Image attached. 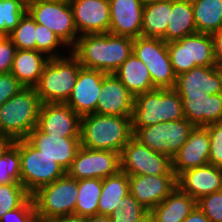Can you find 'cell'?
<instances>
[{"label":"cell","instance_id":"obj_1","mask_svg":"<svg viewBox=\"0 0 222 222\" xmlns=\"http://www.w3.org/2000/svg\"><path fill=\"white\" fill-rule=\"evenodd\" d=\"M133 40L110 33L84 34L78 37L71 52L82 67L110 74L133 53Z\"/></svg>","mask_w":222,"mask_h":222},{"label":"cell","instance_id":"obj_2","mask_svg":"<svg viewBox=\"0 0 222 222\" xmlns=\"http://www.w3.org/2000/svg\"><path fill=\"white\" fill-rule=\"evenodd\" d=\"M133 137L132 116H81L80 142L82 147L120 153Z\"/></svg>","mask_w":222,"mask_h":222},{"label":"cell","instance_id":"obj_3","mask_svg":"<svg viewBox=\"0 0 222 222\" xmlns=\"http://www.w3.org/2000/svg\"><path fill=\"white\" fill-rule=\"evenodd\" d=\"M185 118L182 100L174 89H154L134 97L133 134L140 128Z\"/></svg>","mask_w":222,"mask_h":222},{"label":"cell","instance_id":"obj_4","mask_svg":"<svg viewBox=\"0 0 222 222\" xmlns=\"http://www.w3.org/2000/svg\"><path fill=\"white\" fill-rule=\"evenodd\" d=\"M40 106L36 88L24 87L0 106V132L14 141L26 139L37 127Z\"/></svg>","mask_w":222,"mask_h":222},{"label":"cell","instance_id":"obj_5","mask_svg":"<svg viewBox=\"0 0 222 222\" xmlns=\"http://www.w3.org/2000/svg\"><path fill=\"white\" fill-rule=\"evenodd\" d=\"M81 64L70 51L68 54L49 58L38 85L35 87L41 103H66L70 97Z\"/></svg>","mask_w":222,"mask_h":222},{"label":"cell","instance_id":"obj_6","mask_svg":"<svg viewBox=\"0 0 222 222\" xmlns=\"http://www.w3.org/2000/svg\"><path fill=\"white\" fill-rule=\"evenodd\" d=\"M36 207V219L75 214L78 197V180L65 174L53 183L40 188L33 195Z\"/></svg>","mask_w":222,"mask_h":222},{"label":"cell","instance_id":"obj_7","mask_svg":"<svg viewBox=\"0 0 222 222\" xmlns=\"http://www.w3.org/2000/svg\"><path fill=\"white\" fill-rule=\"evenodd\" d=\"M173 71L176 76L196 66H216L213 38L210 34L196 32L167 43Z\"/></svg>","mask_w":222,"mask_h":222},{"label":"cell","instance_id":"obj_8","mask_svg":"<svg viewBox=\"0 0 222 222\" xmlns=\"http://www.w3.org/2000/svg\"><path fill=\"white\" fill-rule=\"evenodd\" d=\"M20 170L21 184L31 196L66 174L55 160L42 154L26 139H20Z\"/></svg>","mask_w":222,"mask_h":222},{"label":"cell","instance_id":"obj_9","mask_svg":"<svg viewBox=\"0 0 222 222\" xmlns=\"http://www.w3.org/2000/svg\"><path fill=\"white\" fill-rule=\"evenodd\" d=\"M133 53L147 66L155 88L174 89L177 76L166 42L161 38L140 36L133 40Z\"/></svg>","mask_w":222,"mask_h":222},{"label":"cell","instance_id":"obj_10","mask_svg":"<svg viewBox=\"0 0 222 222\" xmlns=\"http://www.w3.org/2000/svg\"><path fill=\"white\" fill-rule=\"evenodd\" d=\"M194 126L183 118L146 127H140L133 136L155 152L167 155L171 160L186 143Z\"/></svg>","mask_w":222,"mask_h":222},{"label":"cell","instance_id":"obj_11","mask_svg":"<svg viewBox=\"0 0 222 222\" xmlns=\"http://www.w3.org/2000/svg\"><path fill=\"white\" fill-rule=\"evenodd\" d=\"M27 12L36 23L52 30L71 50L79 37L69 0L38 2L27 6Z\"/></svg>","mask_w":222,"mask_h":222},{"label":"cell","instance_id":"obj_12","mask_svg":"<svg viewBox=\"0 0 222 222\" xmlns=\"http://www.w3.org/2000/svg\"><path fill=\"white\" fill-rule=\"evenodd\" d=\"M121 171L132 175H175L172 160L165 154L152 151L134 136L120 154Z\"/></svg>","mask_w":222,"mask_h":222},{"label":"cell","instance_id":"obj_13","mask_svg":"<svg viewBox=\"0 0 222 222\" xmlns=\"http://www.w3.org/2000/svg\"><path fill=\"white\" fill-rule=\"evenodd\" d=\"M121 170L120 153L80 147L66 174L76 180L104 179Z\"/></svg>","mask_w":222,"mask_h":222},{"label":"cell","instance_id":"obj_14","mask_svg":"<svg viewBox=\"0 0 222 222\" xmlns=\"http://www.w3.org/2000/svg\"><path fill=\"white\" fill-rule=\"evenodd\" d=\"M81 116L66 103H41L37 128L51 136L80 137Z\"/></svg>","mask_w":222,"mask_h":222},{"label":"cell","instance_id":"obj_15","mask_svg":"<svg viewBox=\"0 0 222 222\" xmlns=\"http://www.w3.org/2000/svg\"><path fill=\"white\" fill-rule=\"evenodd\" d=\"M79 36L109 33V0H69Z\"/></svg>","mask_w":222,"mask_h":222},{"label":"cell","instance_id":"obj_16","mask_svg":"<svg viewBox=\"0 0 222 222\" xmlns=\"http://www.w3.org/2000/svg\"><path fill=\"white\" fill-rule=\"evenodd\" d=\"M176 187V175L129 176L130 194L148 211L161 203Z\"/></svg>","mask_w":222,"mask_h":222},{"label":"cell","instance_id":"obj_17","mask_svg":"<svg viewBox=\"0 0 222 222\" xmlns=\"http://www.w3.org/2000/svg\"><path fill=\"white\" fill-rule=\"evenodd\" d=\"M107 73L80 67L76 83L66 104L78 115L84 116L96 112L102 81Z\"/></svg>","mask_w":222,"mask_h":222},{"label":"cell","instance_id":"obj_18","mask_svg":"<svg viewBox=\"0 0 222 222\" xmlns=\"http://www.w3.org/2000/svg\"><path fill=\"white\" fill-rule=\"evenodd\" d=\"M174 90L180 96L222 93V68L217 66H196L176 77Z\"/></svg>","mask_w":222,"mask_h":222},{"label":"cell","instance_id":"obj_19","mask_svg":"<svg viewBox=\"0 0 222 222\" xmlns=\"http://www.w3.org/2000/svg\"><path fill=\"white\" fill-rule=\"evenodd\" d=\"M26 140L42 154L55 160L65 171L73 162L79 148L80 137L51 136L35 127Z\"/></svg>","mask_w":222,"mask_h":222},{"label":"cell","instance_id":"obj_20","mask_svg":"<svg viewBox=\"0 0 222 222\" xmlns=\"http://www.w3.org/2000/svg\"><path fill=\"white\" fill-rule=\"evenodd\" d=\"M134 96L114 73L106 74L98 96L96 114L112 116H132Z\"/></svg>","mask_w":222,"mask_h":222},{"label":"cell","instance_id":"obj_21","mask_svg":"<svg viewBox=\"0 0 222 222\" xmlns=\"http://www.w3.org/2000/svg\"><path fill=\"white\" fill-rule=\"evenodd\" d=\"M210 139L207 127L195 126L186 141L172 159L176 177L182 172L209 163Z\"/></svg>","mask_w":222,"mask_h":222},{"label":"cell","instance_id":"obj_22","mask_svg":"<svg viewBox=\"0 0 222 222\" xmlns=\"http://www.w3.org/2000/svg\"><path fill=\"white\" fill-rule=\"evenodd\" d=\"M177 187L196 201L222 190V168L206 164L188 169L177 177Z\"/></svg>","mask_w":222,"mask_h":222},{"label":"cell","instance_id":"obj_23","mask_svg":"<svg viewBox=\"0 0 222 222\" xmlns=\"http://www.w3.org/2000/svg\"><path fill=\"white\" fill-rule=\"evenodd\" d=\"M109 33L132 39L141 36L143 8L140 0H109Z\"/></svg>","mask_w":222,"mask_h":222},{"label":"cell","instance_id":"obj_24","mask_svg":"<svg viewBox=\"0 0 222 222\" xmlns=\"http://www.w3.org/2000/svg\"><path fill=\"white\" fill-rule=\"evenodd\" d=\"M180 97L184 117L194 127L222 122V93Z\"/></svg>","mask_w":222,"mask_h":222},{"label":"cell","instance_id":"obj_25","mask_svg":"<svg viewBox=\"0 0 222 222\" xmlns=\"http://www.w3.org/2000/svg\"><path fill=\"white\" fill-rule=\"evenodd\" d=\"M49 58L36 50L16 49L11 73L24 87L35 88Z\"/></svg>","mask_w":222,"mask_h":222},{"label":"cell","instance_id":"obj_26","mask_svg":"<svg viewBox=\"0 0 222 222\" xmlns=\"http://www.w3.org/2000/svg\"><path fill=\"white\" fill-rule=\"evenodd\" d=\"M197 206V201L176 187L150 212L154 222H183Z\"/></svg>","mask_w":222,"mask_h":222},{"label":"cell","instance_id":"obj_27","mask_svg":"<svg viewBox=\"0 0 222 222\" xmlns=\"http://www.w3.org/2000/svg\"><path fill=\"white\" fill-rule=\"evenodd\" d=\"M114 74L134 97L156 89L153 86L147 66L134 53L124 61Z\"/></svg>","mask_w":222,"mask_h":222},{"label":"cell","instance_id":"obj_28","mask_svg":"<svg viewBox=\"0 0 222 222\" xmlns=\"http://www.w3.org/2000/svg\"><path fill=\"white\" fill-rule=\"evenodd\" d=\"M197 32L191 0H172L166 34L161 38L168 43Z\"/></svg>","mask_w":222,"mask_h":222},{"label":"cell","instance_id":"obj_29","mask_svg":"<svg viewBox=\"0 0 222 222\" xmlns=\"http://www.w3.org/2000/svg\"><path fill=\"white\" fill-rule=\"evenodd\" d=\"M130 193L129 176L119 171L102 179V190L98 203V214L109 216L119 208V202Z\"/></svg>","mask_w":222,"mask_h":222},{"label":"cell","instance_id":"obj_30","mask_svg":"<svg viewBox=\"0 0 222 222\" xmlns=\"http://www.w3.org/2000/svg\"><path fill=\"white\" fill-rule=\"evenodd\" d=\"M172 0H163L144 5L141 36L162 38L166 34Z\"/></svg>","mask_w":222,"mask_h":222},{"label":"cell","instance_id":"obj_31","mask_svg":"<svg viewBox=\"0 0 222 222\" xmlns=\"http://www.w3.org/2000/svg\"><path fill=\"white\" fill-rule=\"evenodd\" d=\"M197 32L214 34L222 29V0H191Z\"/></svg>","mask_w":222,"mask_h":222},{"label":"cell","instance_id":"obj_32","mask_svg":"<svg viewBox=\"0 0 222 222\" xmlns=\"http://www.w3.org/2000/svg\"><path fill=\"white\" fill-rule=\"evenodd\" d=\"M101 190L102 179L86 178L78 180V197L75 206V215L91 217L98 214Z\"/></svg>","mask_w":222,"mask_h":222},{"label":"cell","instance_id":"obj_33","mask_svg":"<svg viewBox=\"0 0 222 222\" xmlns=\"http://www.w3.org/2000/svg\"><path fill=\"white\" fill-rule=\"evenodd\" d=\"M21 183L20 140L0 156V184Z\"/></svg>","mask_w":222,"mask_h":222},{"label":"cell","instance_id":"obj_34","mask_svg":"<svg viewBox=\"0 0 222 222\" xmlns=\"http://www.w3.org/2000/svg\"><path fill=\"white\" fill-rule=\"evenodd\" d=\"M36 25L35 20L26 11L18 25L8 35L16 49L36 50Z\"/></svg>","mask_w":222,"mask_h":222},{"label":"cell","instance_id":"obj_35","mask_svg":"<svg viewBox=\"0 0 222 222\" xmlns=\"http://www.w3.org/2000/svg\"><path fill=\"white\" fill-rule=\"evenodd\" d=\"M36 51L44 53L48 58H55L64 56L71 50L57 37L52 30H49L42 24L37 23Z\"/></svg>","mask_w":222,"mask_h":222},{"label":"cell","instance_id":"obj_36","mask_svg":"<svg viewBox=\"0 0 222 222\" xmlns=\"http://www.w3.org/2000/svg\"><path fill=\"white\" fill-rule=\"evenodd\" d=\"M26 11L23 0H0V36H8Z\"/></svg>","mask_w":222,"mask_h":222},{"label":"cell","instance_id":"obj_37","mask_svg":"<svg viewBox=\"0 0 222 222\" xmlns=\"http://www.w3.org/2000/svg\"><path fill=\"white\" fill-rule=\"evenodd\" d=\"M31 195L21 183L0 184V219L20 207Z\"/></svg>","mask_w":222,"mask_h":222},{"label":"cell","instance_id":"obj_38","mask_svg":"<svg viewBox=\"0 0 222 222\" xmlns=\"http://www.w3.org/2000/svg\"><path fill=\"white\" fill-rule=\"evenodd\" d=\"M148 210L130 193L119 202V208L110 215L112 222H137Z\"/></svg>","mask_w":222,"mask_h":222},{"label":"cell","instance_id":"obj_39","mask_svg":"<svg viewBox=\"0 0 222 222\" xmlns=\"http://www.w3.org/2000/svg\"><path fill=\"white\" fill-rule=\"evenodd\" d=\"M197 206L210 222H222V190L202 196Z\"/></svg>","mask_w":222,"mask_h":222},{"label":"cell","instance_id":"obj_40","mask_svg":"<svg viewBox=\"0 0 222 222\" xmlns=\"http://www.w3.org/2000/svg\"><path fill=\"white\" fill-rule=\"evenodd\" d=\"M209 164L222 168V122L209 124Z\"/></svg>","mask_w":222,"mask_h":222},{"label":"cell","instance_id":"obj_41","mask_svg":"<svg viewBox=\"0 0 222 222\" xmlns=\"http://www.w3.org/2000/svg\"><path fill=\"white\" fill-rule=\"evenodd\" d=\"M0 222H37L33 197L30 196L20 207L5 213Z\"/></svg>","mask_w":222,"mask_h":222},{"label":"cell","instance_id":"obj_42","mask_svg":"<svg viewBox=\"0 0 222 222\" xmlns=\"http://www.w3.org/2000/svg\"><path fill=\"white\" fill-rule=\"evenodd\" d=\"M23 88L11 72L0 74V106Z\"/></svg>","mask_w":222,"mask_h":222},{"label":"cell","instance_id":"obj_43","mask_svg":"<svg viewBox=\"0 0 222 222\" xmlns=\"http://www.w3.org/2000/svg\"><path fill=\"white\" fill-rule=\"evenodd\" d=\"M16 46L8 36H0V74L9 73L12 68Z\"/></svg>","mask_w":222,"mask_h":222},{"label":"cell","instance_id":"obj_44","mask_svg":"<svg viewBox=\"0 0 222 222\" xmlns=\"http://www.w3.org/2000/svg\"><path fill=\"white\" fill-rule=\"evenodd\" d=\"M211 36L213 38L214 59L216 66L222 68V29Z\"/></svg>","mask_w":222,"mask_h":222},{"label":"cell","instance_id":"obj_45","mask_svg":"<svg viewBox=\"0 0 222 222\" xmlns=\"http://www.w3.org/2000/svg\"><path fill=\"white\" fill-rule=\"evenodd\" d=\"M40 222H88V217L71 214L43 219Z\"/></svg>","mask_w":222,"mask_h":222},{"label":"cell","instance_id":"obj_46","mask_svg":"<svg viewBox=\"0 0 222 222\" xmlns=\"http://www.w3.org/2000/svg\"><path fill=\"white\" fill-rule=\"evenodd\" d=\"M183 222H210L203 212L196 206Z\"/></svg>","mask_w":222,"mask_h":222},{"label":"cell","instance_id":"obj_47","mask_svg":"<svg viewBox=\"0 0 222 222\" xmlns=\"http://www.w3.org/2000/svg\"><path fill=\"white\" fill-rule=\"evenodd\" d=\"M14 142L15 141L9 135L0 132V156H3Z\"/></svg>","mask_w":222,"mask_h":222},{"label":"cell","instance_id":"obj_48","mask_svg":"<svg viewBox=\"0 0 222 222\" xmlns=\"http://www.w3.org/2000/svg\"><path fill=\"white\" fill-rule=\"evenodd\" d=\"M88 222H112L110 217L107 215L96 214L94 216L88 217Z\"/></svg>","mask_w":222,"mask_h":222},{"label":"cell","instance_id":"obj_49","mask_svg":"<svg viewBox=\"0 0 222 222\" xmlns=\"http://www.w3.org/2000/svg\"><path fill=\"white\" fill-rule=\"evenodd\" d=\"M137 222H154L153 215L150 211H148L145 215H143Z\"/></svg>","mask_w":222,"mask_h":222},{"label":"cell","instance_id":"obj_50","mask_svg":"<svg viewBox=\"0 0 222 222\" xmlns=\"http://www.w3.org/2000/svg\"><path fill=\"white\" fill-rule=\"evenodd\" d=\"M25 5L28 6L30 4H35L38 2H46V1H55V0H23Z\"/></svg>","mask_w":222,"mask_h":222},{"label":"cell","instance_id":"obj_51","mask_svg":"<svg viewBox=\"0 0 222 222\" xmlns=\"http://www.w3.org/2000/svg\"><path fill=\"white\" fill-rule=\"evenodd\" d=\"M143 5H146V4H150V3H155V2H159V1H163V0H140Z\"/></svg>","mask_w":222,"mask_h":222}]
</instances>
